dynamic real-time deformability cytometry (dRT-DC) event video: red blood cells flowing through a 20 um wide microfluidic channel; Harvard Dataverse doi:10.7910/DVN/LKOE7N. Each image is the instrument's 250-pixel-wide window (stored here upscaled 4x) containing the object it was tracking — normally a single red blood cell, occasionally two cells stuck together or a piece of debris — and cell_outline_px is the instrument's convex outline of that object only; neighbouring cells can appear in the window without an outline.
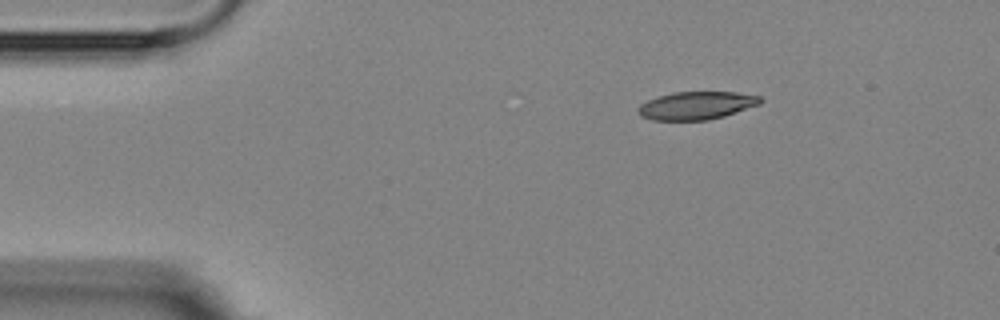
{"species": "Egyptian fruit bat (a non-hibernating species)", "species_latin": "Rousettus aegyptiacus", "temperature_condition": "room temperature", "stored_images_in_passage": 2, "camera_frame_rate_fps": 3000, "um_per_image_px": 0.085, "animal": {"sex": "female"}, "frame": {"image": 1, "passage_image": 1, "time_ms": 0.0, "image_size_px": [1000, 320], "cell_outline_px": [[764, 100], [760, 104], [724, 116], [708, 120], [652, 120], [640, 116], [636, 112], [636, 108], [640, 104], [648, 100], [672, 92], [736, 92], [760, 96]], "centroid_in_image_um": [59.18, 8.97], "position_along_channel_um": 25.8, "area_um2": 20.0}}